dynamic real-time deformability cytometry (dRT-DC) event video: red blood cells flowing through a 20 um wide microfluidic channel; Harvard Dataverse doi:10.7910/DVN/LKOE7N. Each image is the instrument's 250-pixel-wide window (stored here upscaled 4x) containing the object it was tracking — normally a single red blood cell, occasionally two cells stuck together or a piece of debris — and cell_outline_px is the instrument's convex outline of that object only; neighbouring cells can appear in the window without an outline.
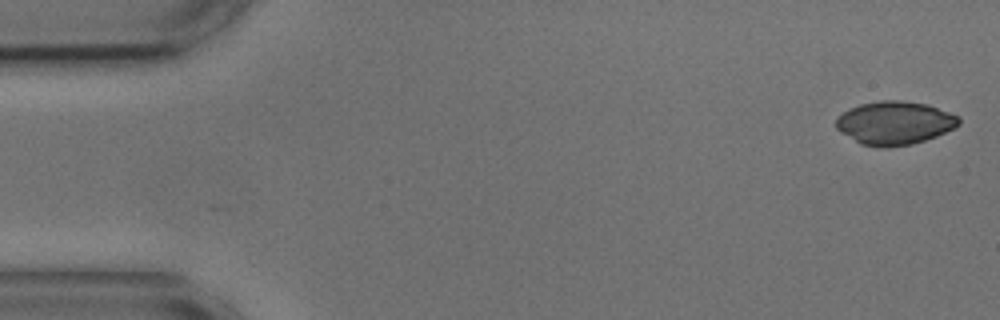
{"species": "common noctule bat (a hibernating species)", "species_latin": "Nyctalus noctula", "temperature_condition": "cold", "stored_images_in_passage": 2, "camera_frame_rate_fps": 3000, "um_per_image_px": 0.085, "animal": {"sex": "male", "body_mass_g": 17.9, "forearm_length_mm": 54.2}, "frame": {"image": 1, "passage_image": 2, "time_ms": 0.333, "image_size_px": [1000, 320], "cell_outline_px": [[960, 124], [936, 136], [912, 144], [888, 148], [884, 148], [860, 144], [840, 132], [836, 128], [836, 120], [844, 112], [860, 104], [880, 100], [900, 100], [928, 104], [960, 116]], "centroid_in_image_um": [76.05, 10.45], "position_along_channel_um": 9.0, "area_um2": 30.98}}